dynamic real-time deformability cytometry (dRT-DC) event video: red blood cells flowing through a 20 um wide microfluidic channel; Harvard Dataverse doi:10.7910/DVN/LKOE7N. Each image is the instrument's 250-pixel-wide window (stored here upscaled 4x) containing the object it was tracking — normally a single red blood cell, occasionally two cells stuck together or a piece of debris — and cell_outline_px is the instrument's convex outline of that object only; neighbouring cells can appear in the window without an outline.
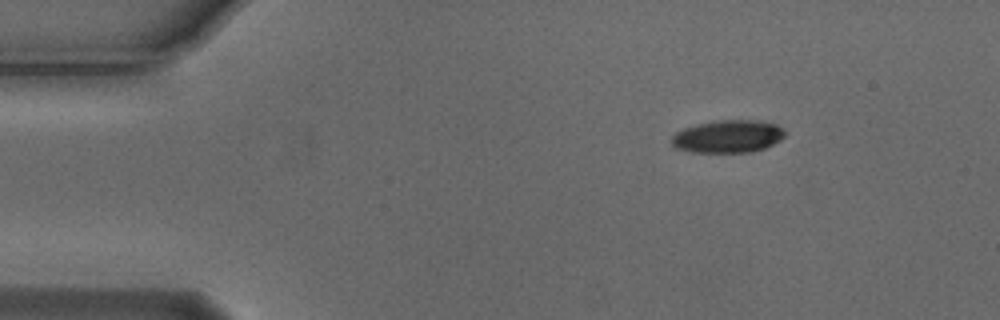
{"species": "Egyptian fruit bat (a non-hibernating species)", "species_latin": "Rousettus aegyptiacus", "temperature_condition": "cold", "stored_images_in_passage": 3, "camera_frame_rate_fps": 3000, "um_per_image_px": 0.085, "animal": {"sex": "male"}, "frame": {"image": 1, "passage_image": 1, "time_ms": 0.0, "image_size_px": [1000, 320], "cell_outline_px": [[784, 136], [780, 140], [764, 148], [752, 152], [692, 152], [676, 148], [672, 144], [672, 136], [676, 132], [684, 128], [696, 124], [720, 120], [752, 120], [776, 124], [784, 132]], "centroid_in_image_um": [61.84, 11.6], "position_along_channel_um": 23.2, "area_um2": 21.33}}